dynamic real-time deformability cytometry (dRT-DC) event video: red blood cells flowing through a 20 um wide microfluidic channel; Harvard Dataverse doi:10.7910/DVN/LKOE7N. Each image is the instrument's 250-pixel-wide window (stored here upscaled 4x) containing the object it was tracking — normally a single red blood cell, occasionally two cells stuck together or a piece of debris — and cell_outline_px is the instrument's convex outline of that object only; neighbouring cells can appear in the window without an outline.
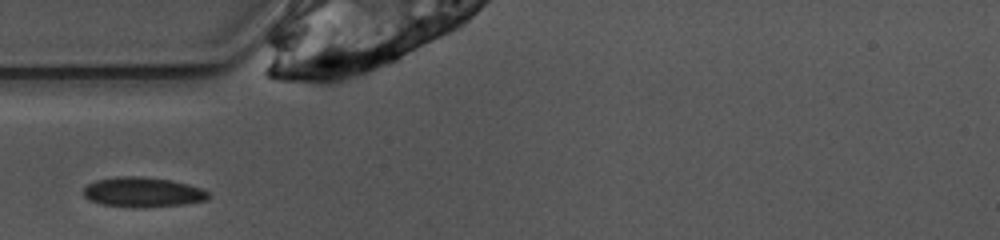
{"species": "common noctule bat (a hibernating species)", "species_latin": "Nyctalus noctula", "temperature_condition": "warm", "stored_images_in_passage": 23, "camera_frame_rate_fps": 3000, "um_per_image_px": 0.085, "animal": {"sex": "female", "body_mass_g": 10.0, "forearm_length_mm": 53.1}, "frame": {"image": 1, "passage_image": 1, "time_ms": 0.0, "image_size_px": [1000, 240], "cell_outline_px": [[208, 200], [184, 204], [144, 208], [132, 208], [100, 204], [88, 200], [84, 196], [84, 188], [88, 184], [96, 180], [120, 176], [140, 176], [172, 180], [188, 184], [200, 188], [208, 192]], "centroid_in_image_um": [12.12, 16.35], "position_along_channel_um": 72.9, "area_um2": 21.96}}
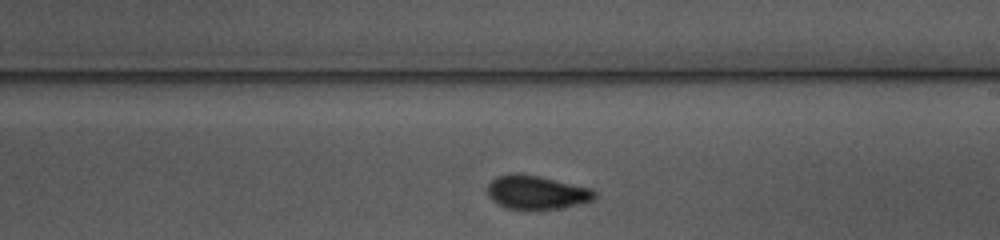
{"frame": {"image": 2, "passage_image": 14, "time_ms": 4.333, "image_size_px": [1000, 240], "cell_outline_px": [[596, 200], [580, 204], [556, 208], [508, 208], [492, 200], [488, 196], [488, 184], [496, 176], [512, 172], [516, 172], [540, 176], [592, 188], [596, 192]], "centroid_in_image_um": [45.63, 16.31], "position_along_channel_um": 243.4, "area_um2": 20.98}}
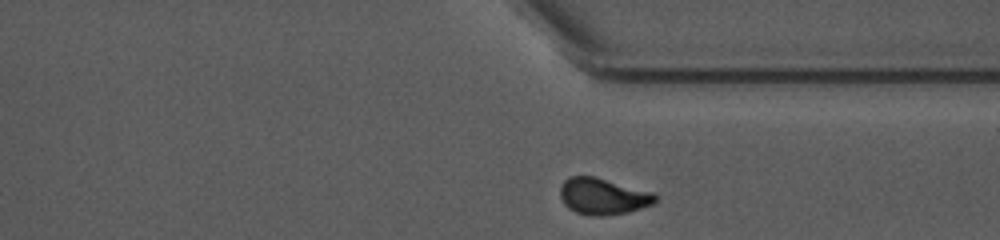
{"frame": {"image": 3, "passage_image": 23, "time_ms": 7.333, "image_size_px": [1000, 240], "cell_outline_px": [[656, 200], [652, 204], [628, 212], [604, 216], [592, 216], [576, 212], [568, 208], [564, 204], [560, 196], [560, 188], [564, 180], [568, 176], [596, 176], [652, 192], [656, 196]], "centroid_in_image_um": [51.22, 16.68], "position_along_channel_um": 360.2, "area_um2": 20.23}}